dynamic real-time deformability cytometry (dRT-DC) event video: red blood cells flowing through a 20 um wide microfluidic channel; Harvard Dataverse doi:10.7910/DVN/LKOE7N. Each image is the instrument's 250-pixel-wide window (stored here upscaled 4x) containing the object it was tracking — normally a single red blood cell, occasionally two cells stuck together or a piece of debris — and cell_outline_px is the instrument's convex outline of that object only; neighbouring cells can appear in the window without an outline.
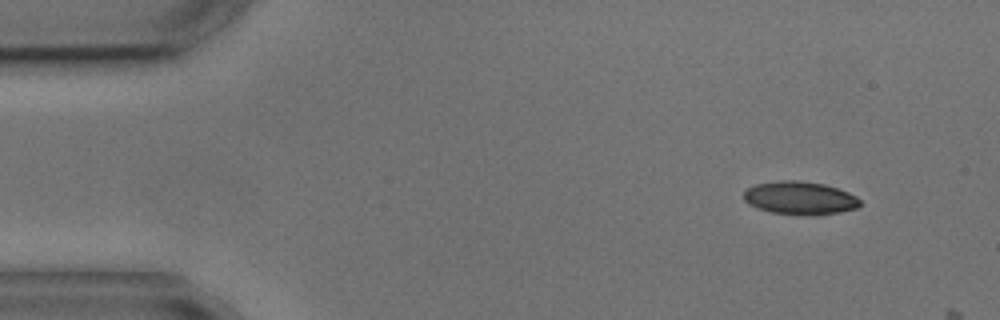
{"species": "common noctule bat (a hibernating species)", "species_latin": "Nyctalus noctula", "temperature_condition": "cold", "stored_images_in_passage": 2, "camera_frame_rate_fps": 3000, "um_per_image_px": 0.085, "animal": {"sex": "male", "body_mass_g": 17.9, "forearm_length_mm": 54.2}, "frame": {"image": 1, "passage_image": 1, "time_ms": 0.0, "image_size_px": [1000, 320], "cell_outline_px": [[860, 204], [856, 208], [840, 212], [816, 216], [812, 216], [772, 212], [756, 208], [748, 204], [744, 200], [744, 192], [748, 188], [756, 184], [780, 180], [796, 180], [824, 184], [848, 192], [856, 196], [860, 200]], "centroid_in_image_um": [67.99, 16.84], "position_along_channel_um": 17.0, "area_um2": 22.48}}